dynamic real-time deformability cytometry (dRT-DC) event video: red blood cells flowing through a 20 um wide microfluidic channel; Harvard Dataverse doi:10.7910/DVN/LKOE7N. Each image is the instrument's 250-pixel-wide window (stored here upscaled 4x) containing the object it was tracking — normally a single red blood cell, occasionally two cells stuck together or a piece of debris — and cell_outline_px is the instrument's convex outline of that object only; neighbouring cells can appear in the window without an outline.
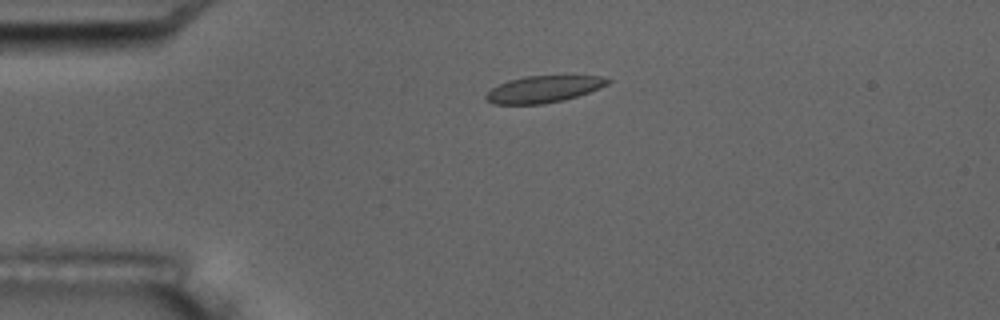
{"species": "common noctule bat (a hibernating species)", "species_latin": "Nyctalus noctula", "temperature_condition": "room temperature", "stored_images_in_passage": 6, "camera_frame_rate_fps": 3000, "um_per_image_px": 0.085, "animal": {"sex": "male", "body_mass_g": 17.5, "forearm_length_mm": 52.3}, "frame": {"image": 1, "passage_image": 6, "time_ms": 6.0, "image_size_px": [1000, 320], "cell_outline_px": [[612, 80], [608, 84], [600, 88], [564, 100], [544, 104], [492, 104], [484, 100], [484, 96], [492, 88], [508, 80], [524, 76], [600, 76]], "centroid_in_image_um": [46.17, 7.58], "position_along_channel_um": 38.8, "area_um2": 18.96}}